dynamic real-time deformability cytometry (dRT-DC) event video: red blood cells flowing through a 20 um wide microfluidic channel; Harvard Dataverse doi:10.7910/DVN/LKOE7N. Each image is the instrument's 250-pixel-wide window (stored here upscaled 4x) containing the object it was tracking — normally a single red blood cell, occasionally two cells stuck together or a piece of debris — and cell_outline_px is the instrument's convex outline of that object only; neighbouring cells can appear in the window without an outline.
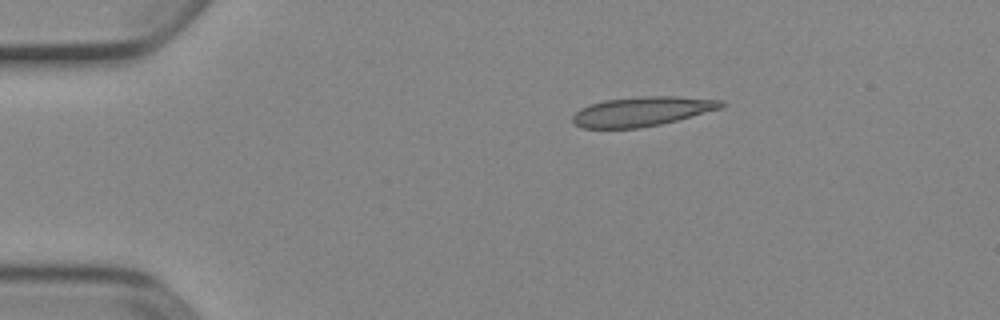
{"species": "Egyptian fruit bat (a non-hibernating species)", "species_latin": "Rousettus aegyptiacus", "temperature_condition": "cold", "stored_images_in_passage": 8, "camera_frame_rate_fps": 3000, "um_per_image_px": 0.085, "animal": {"sex": "female"}, "frame": {"image": 1, "passage_image": 3, "time_ms": 0.667, "image_size_px": [1000, 320], "cell_outline_px": [[724, 104], [720, 108], [676, 120], [660, 124], [640, 128], [584, 128], [576, 124], [572, 120], [572, 116], [580, 108], [588, 104], [604, 100], [640, 96], [676, 96], [724, 100]], "centroid_in_image_um": [54.53, 9.46], "position_along_channel_um": 30.5, "area_um2": 25.37}}
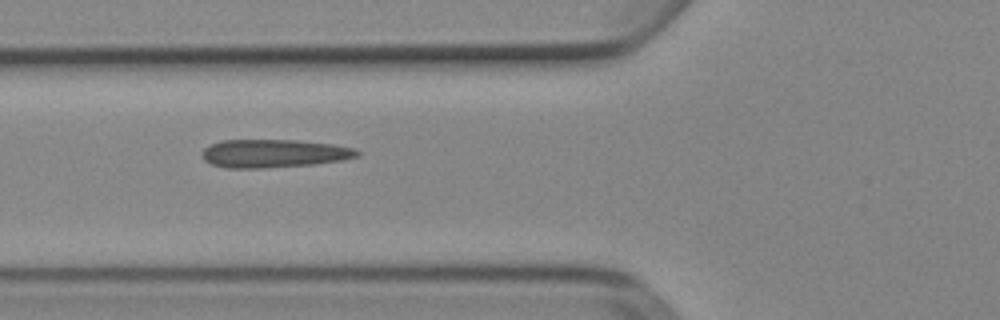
{"frame": {"image": 2, "passage_image": 6, "time_ms": 1.667, "image_size_px": [1000, 320], "cell_outline_px": [[360, 156], [344, 160], [316, 164], [264, 168], [228, 168], [212, 164], [204, 160], [204, 148], [220, 140], [296, 140], [332, 144], [356, 148], [360, 152]], "centroid_in_image_um": [23.35, 13.04], "position_along_channel_um": 102.5, "area_um2": 25.55}}
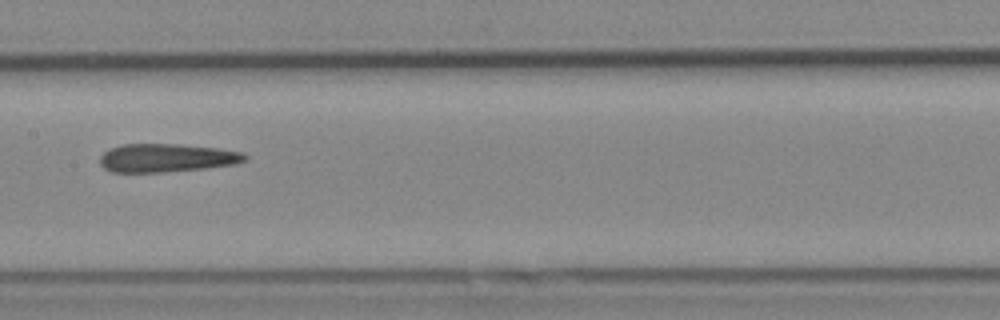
{"frame": {"image": 3, "passage_image": 8, "time_ms": 2.333, "image_size_px": [1000, 320], "cell_outline_px": [[248, 160], [236, 164], [208, 168], [164, 172], [112, 172], [104, 168], [100, 164], [100, 156], [108, 148], [124, 144], [180, 144], [216, 148], [244, 152], [248, 156]], "centroid_in_image_um": [14.19, 13.42], "position_along_channel_um": 193.2, "area_um2": 24.22}}